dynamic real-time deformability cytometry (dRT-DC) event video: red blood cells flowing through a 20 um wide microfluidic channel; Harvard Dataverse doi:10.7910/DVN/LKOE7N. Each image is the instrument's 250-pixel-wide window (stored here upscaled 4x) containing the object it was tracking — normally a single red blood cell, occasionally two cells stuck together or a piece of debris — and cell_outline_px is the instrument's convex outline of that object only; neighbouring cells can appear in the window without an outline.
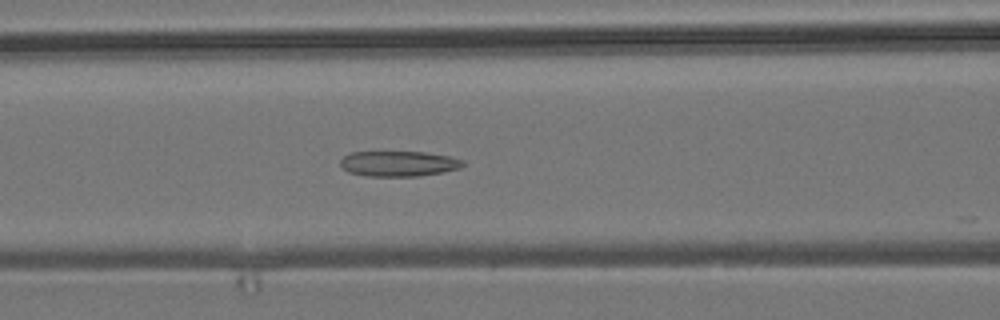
{"species": "common noctule bat (a hibernating species)", "species_latin": "Nyctalus noctula", "temperature_condition": "room temperature", "stored_images_in_passage": 28, "camera_frame_rate_fps": 3000, "um_per_image_px": 0.085, "animal": {"sex": "male", "body_mass_g": 19.2, "forearm_length_mm": 51.8}, "frame": {"image": 1, "passage_image": 4, "time_ms": 1.0, "image_size_px": [1000, 320], "cell_outline_px": [[464, 164], [460, 168], [420, 176], [368, 176], [348, 172], [340, 164], [340, 160], [344, 156], [352, 152], [424, 152], [448, 156], [464, 160]], "centroid_in_image_um": [33.87, 13.91], "position_along_channel_um": 132.7, "area_um2": 17.98}}
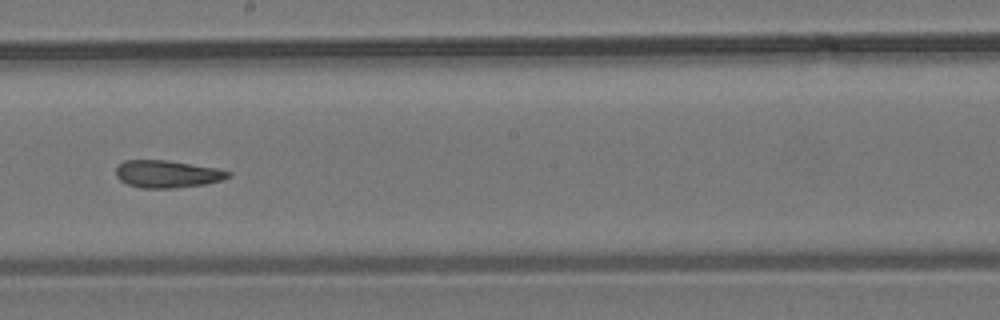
{"frame": {"image": 2, "passage_image": 12, "time_ms": 3.667, "image_size_px": [1000, 320], "cell_outline_px": [[232, 176], [220, 180], [204, 184], [176, 188], [140, 188], [128, 184], [120, 180], [116, 176], [116, 164], [124, 160], [168, 160], [216, 168], [232, 172]], "centroid_in_image_um": [14.19, 14.78], "position_along_channel_um": 234.0, "area_um2": 18.03}}
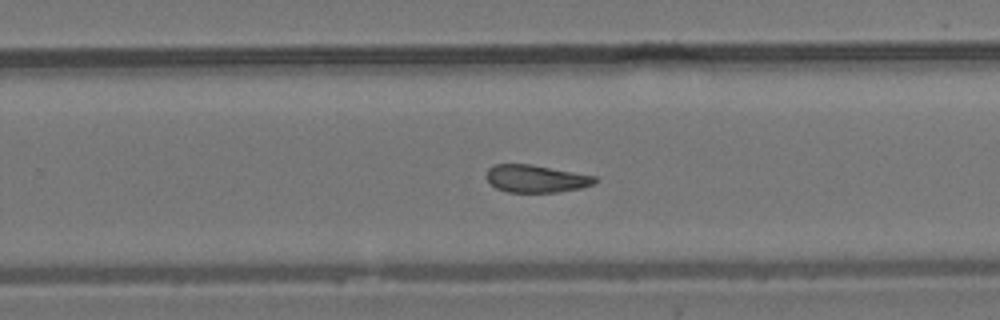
{"frame": {"image": 3, "passage_image": 16, "time_ms": 5.0, "image_size_px": [1000, 320], "cell_outline_px": [[596, 180], [592, 184], [580, 188], [556, 192], [508, 192], [496, 188], [488, 180], [488, 168], [492, 164], [532, 164], [596, 176]], "centroid_in_image_um": [45.55, 15.18], "position_along_channel_um": 284.3, "area_um2": 17.22}, "authors_computed_cell_mechanics": {"area_um2": 17.4845, "velocity_mm_per_s": 3.79, "shape_relaxation_time_tau1_ms": null, "shape_relaxation_time_tau2_ms": 2.8327, "deformation_change_tau1": null, "deformation_change_tau2": 0.089}}